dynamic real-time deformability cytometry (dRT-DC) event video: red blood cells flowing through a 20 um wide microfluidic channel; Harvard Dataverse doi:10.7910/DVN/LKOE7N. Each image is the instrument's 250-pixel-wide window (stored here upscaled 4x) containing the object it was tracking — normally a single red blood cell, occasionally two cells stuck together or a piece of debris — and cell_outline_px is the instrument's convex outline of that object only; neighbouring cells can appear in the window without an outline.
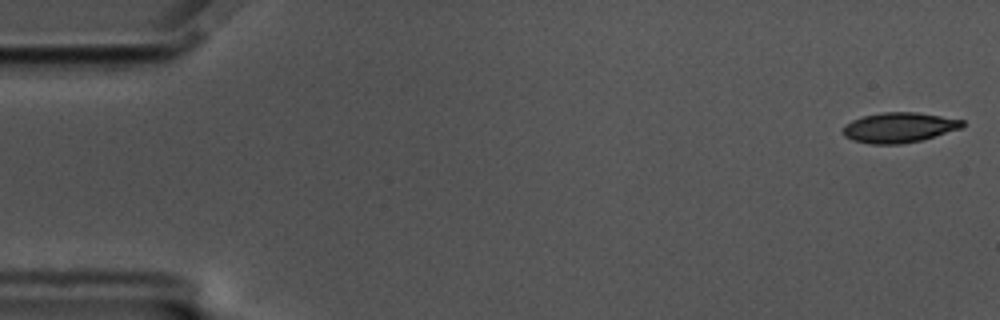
{"species": "common noctule bat (a hibernating species)", "species_latin": "Nyctalus noctula", "temperature_condition": "cold", "stored_images_in_passage": 52, "camera_frame_rate_fps": 3000, "um_per_image_px": 0.085, "animal": {"sex": "male", "body_mass_g": 17.5, "forearm_length_mm": 52.3}, "frame": {"image": 1, "passage_image": 1, "time_ms": 0.0, "image_size_px": [1000, 320], "cell_outline_px": [[964, 124], [960, 128], [920, 140], [900, 144], [872, 144], [852, 140], [844, 136], [844, 124], [852, 120], [864, 116], [880, 112], [916, 112], [964, 120]], "centroid_in_image_um": [76.38, 10.83], "position_along_channel_um": 8.6, "area_um2": 20.69}}
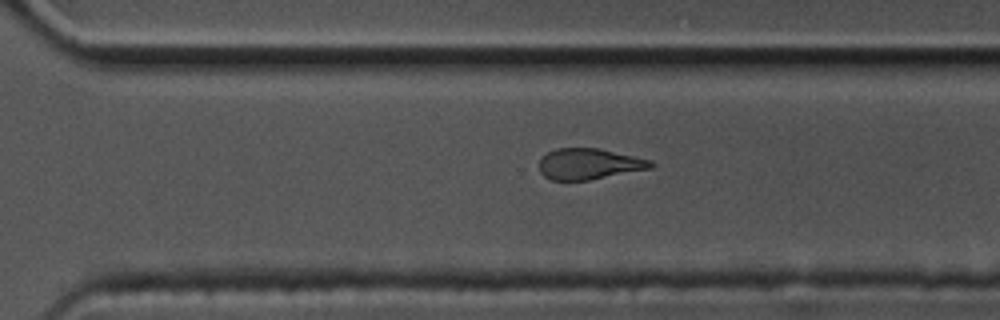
{"frame": {"image": 2, "passage_image": 39, "time_ms": 12.667, "image_size_px": [1000, 320], "cell_outline_px": [[656, 164], [652, 168], [588, 180], [552, 180], [544, 176], [540, 172], [540, 160], [548, 152], [556, 148], [596, 148], [636, 156], [652, 160]], "centroid_in_image_um": [50.1, 13.93], "position_along_channel_um": 320.5, "area_um2": 20.06}}
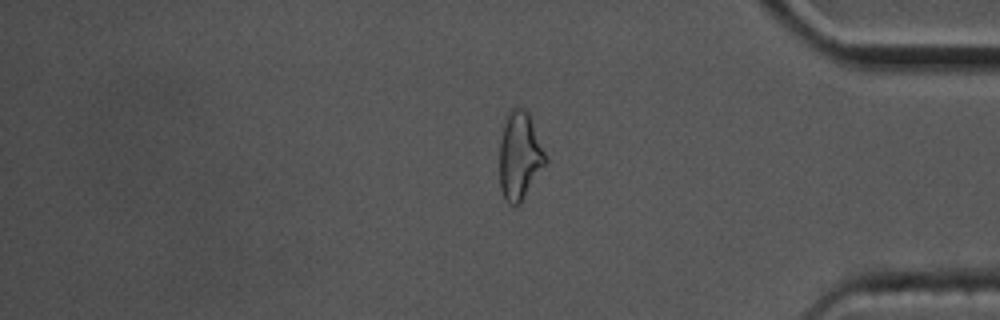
{"frame": {"image": 3, "passage_image": 47, "time_ms": 15.333, "image_size_px": [1000, 320], "cell_outline_px": [[548, 160], [520, 204], [508, 204], [500, 188], [500, 140], [508, 108], [524, 108], [528, 112]], "centroid_in_image_um": [44.16, 13.23], "position_along_channel_um": 391.0, "area_um2": 23.35}}